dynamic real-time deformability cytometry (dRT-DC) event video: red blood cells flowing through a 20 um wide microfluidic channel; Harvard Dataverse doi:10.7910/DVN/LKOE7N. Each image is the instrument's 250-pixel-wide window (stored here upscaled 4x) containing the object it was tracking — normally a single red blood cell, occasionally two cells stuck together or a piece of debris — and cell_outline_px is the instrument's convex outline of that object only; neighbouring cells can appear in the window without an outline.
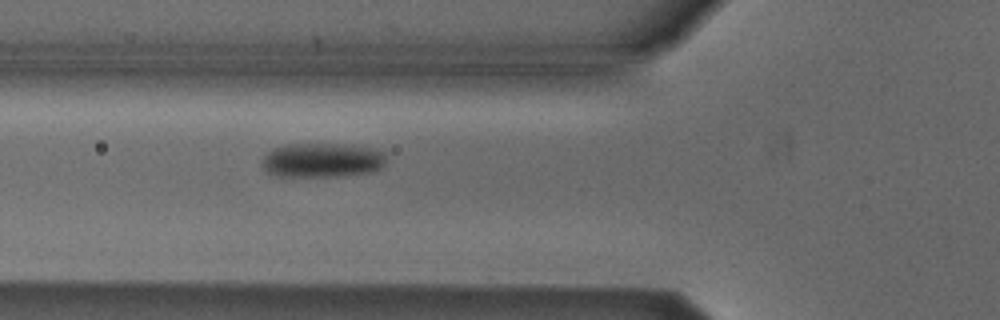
{"species": "Egyptian fruit bat (a non-hibernating species)", "species_latin": "Rousettus aegyptiacus", "temperature_condition": "cold", "stored_images_in_passage": 32, "camera_frame_rate_fps": 3000, "um_per_image_px": 0.085, "animal": {"sex": "male"}, "frame": {"image": 1, "passage_image": 6, "time_ms": 1.667, "image_size_px": [1000, 320], "cell_outline_px": [[384, 164], [380, 168], [368, 172], [336, 176], [276, 176], [268, 172], [264, 168], [260, 160], [272, 148], [284, 144], [356, 144], [384, 152]], "centroid_in_image_um": [27.34, 13.59], "position_along_channel_um": 98.5, "area_um2": 24.91}}
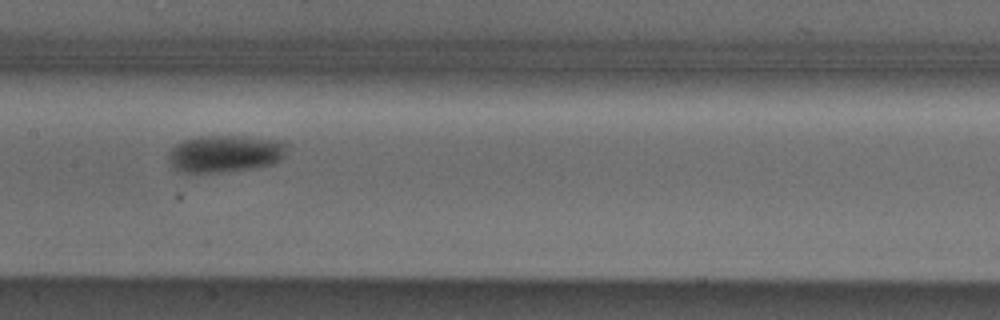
{"frame": {"image": 2, "passage_image": 13, "time_ms": 4.0, "image_size_px": [1000, 320], "cell_outline_px": [[284, 156], [280, 160], [272, 164], [256, 168], [220, 172], [180, 172], [172, 168], [172, 148], [176, 144], [184, 140], [196, 136], [244, 136], [284, 140]], "centroid_in_image_um": [19.17, 13.05], "position_along_channel_um": 188.2, "area_um2": 25.43}}
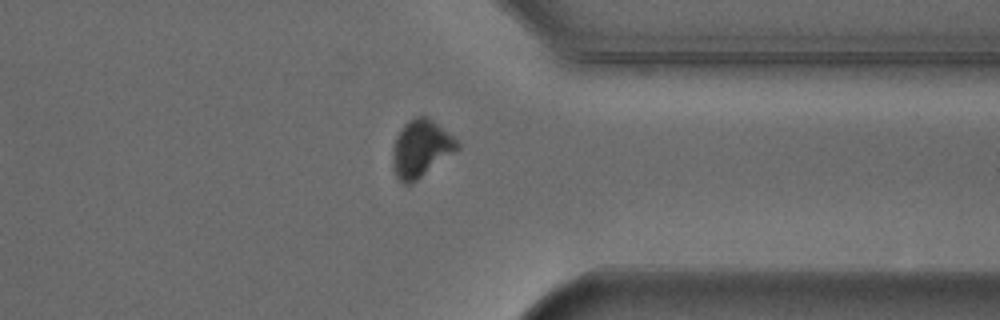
{"frame": {"image": 3, "passage_image": 28, "time_ms": 9.0, "image_size_px": [1000, 320], "cell_outline_px": [[460, 148], [412, 184], [404, 184], [396, 176], [392, 168], [392, 148], [396, 136], [400, 128], [408, 120], [416, 116], [424, 116], [432, 120], [452, 136], [460, 144]], "centroid_in_image_um": [35.74, 12.64], "position_along_channel_um": 375.7, "area_um2": 21.56}, "authors_computed_cell_mechanics": {"area_um2": 24.5072, "velocity_mm_per_s": 3.8439, "shape_relaxation_time_tau1_ms": 3.1829, "shape_relaxation_time_tau2_ms": null, "deformation_change_tau1": 0.1064, "deformation_change_tau2": null}}